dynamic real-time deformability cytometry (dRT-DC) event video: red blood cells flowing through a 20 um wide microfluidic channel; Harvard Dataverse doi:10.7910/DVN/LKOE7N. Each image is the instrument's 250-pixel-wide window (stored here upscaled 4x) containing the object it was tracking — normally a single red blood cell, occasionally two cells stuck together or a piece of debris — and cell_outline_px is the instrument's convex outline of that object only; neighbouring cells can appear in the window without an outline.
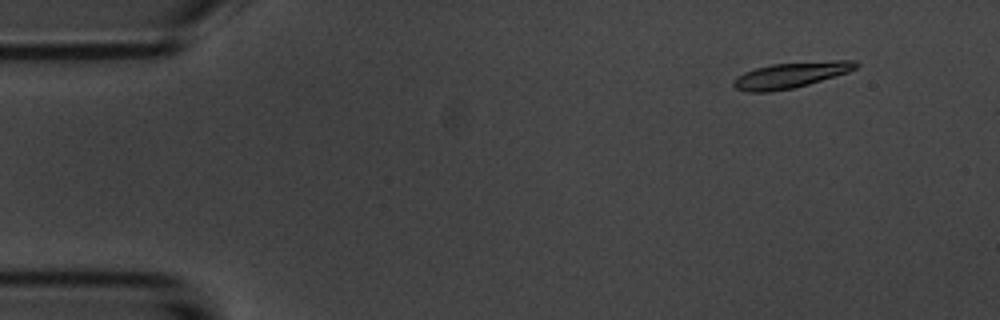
{"species": "common noctule bat (a hibernating species)", "species_latin": "Nyctalus noctula", "temperature_condition": "room temperature", "stored_images_in_passage": 4, "camera_frame_rate_fps": 3000, "um_per_image_px": 0.085, "animal": {"sex": "male", "body_mass_g": 20.1, "forearm_length_mm": 53.5}, "frame": {"image": 1, "passage_image": 2, "time_ms": 1.333, "image_size_px": [1000, 320], "cell_outline_px": [[860, 64], [856, 68], [848, 72], [808, 84], [792, 88], [768, 92], [748, 92], [736, 88], [732, 84], [744, 72], [756, 68], [772, 64], [836, 60], [856, 60]], "centroid_in_image_um": [67.26, 6.37], "position_along_channel_um": 17.7, "area_um2": 18.03}}